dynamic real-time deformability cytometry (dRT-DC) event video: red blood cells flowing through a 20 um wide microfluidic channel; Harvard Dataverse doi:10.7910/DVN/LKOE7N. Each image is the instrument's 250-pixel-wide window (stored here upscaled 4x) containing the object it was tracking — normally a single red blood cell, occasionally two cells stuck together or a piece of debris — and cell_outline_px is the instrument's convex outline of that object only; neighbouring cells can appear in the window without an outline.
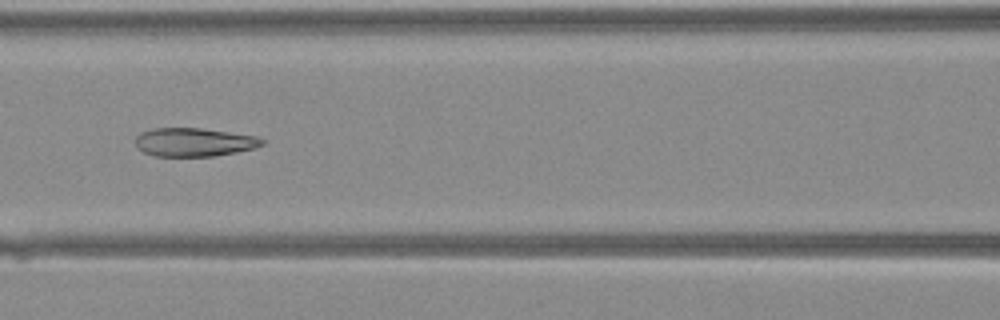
{"species": "Egyptian fruit bat (a non-hibernating species)", "species_latin": "Rousettus aegyptiacus", "temperature_condition": "warm", "stored_images_in_passage": 30, "camera_frame_rate_fps": 3000, "um_per_image_px": 0.085, "animal": {"sex": "female"}, "frame": {"image": 1, "passage_image": 7, "time_ms": 2.0, "image_size_px": [1000, 320], "cell_outline_px": [[264, 144], [256, 148], [236, 152], [212, 156], [152, 156], [144, 152], [136, 144], [136, 136], [140, 132], [152, 128], [200, 128], [256, 136], [264, 140]], "centroid_in_image_um": [16.49, 12.08], "position_along_channel_um": 150.1, "area_um2": 20.98}}
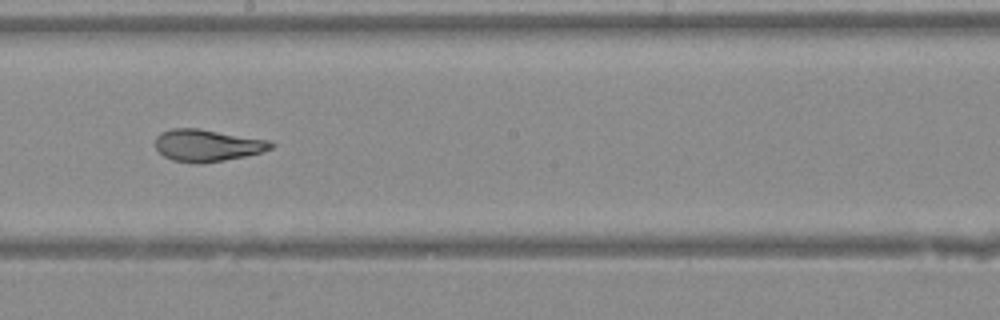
{"frame": {"image": 2, "passage_image": 12, "time_ms": 3.667, "image_size_px": [1000, 320], "cell_outline_px": [[276, 144], [272, 148], [260, 152], [244, 156], [224, 160], [200, 164], [196, 164], [172, 160], [164, 156], [156, 148], [156, 136], [160, 132], [172, 128], [200, 128], [272, 140]], "centroid_in_image_um": [17.64, 12.34], "position_along_channel_um": 230.6, "area_um2": 21.85}}
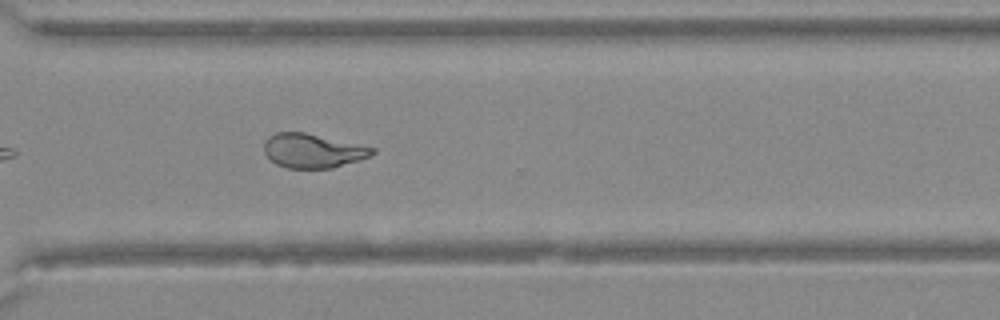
{"frame": {"image": 3, "passage_image": 19, "time_ms": 6.0, "image_size_px": [1000, 320], "cell_outline_px": [[376, 152], [360, 160], [332, 168], [288, 168], [276, 164], [264, 152], [264, 140], [268, 136], [276, 132], [304, 132], [376, 148]], "centroid_in_image_um": [26.57, 12.81], "position_along_channel_um": 344.0, "area_um2": 21.44}}